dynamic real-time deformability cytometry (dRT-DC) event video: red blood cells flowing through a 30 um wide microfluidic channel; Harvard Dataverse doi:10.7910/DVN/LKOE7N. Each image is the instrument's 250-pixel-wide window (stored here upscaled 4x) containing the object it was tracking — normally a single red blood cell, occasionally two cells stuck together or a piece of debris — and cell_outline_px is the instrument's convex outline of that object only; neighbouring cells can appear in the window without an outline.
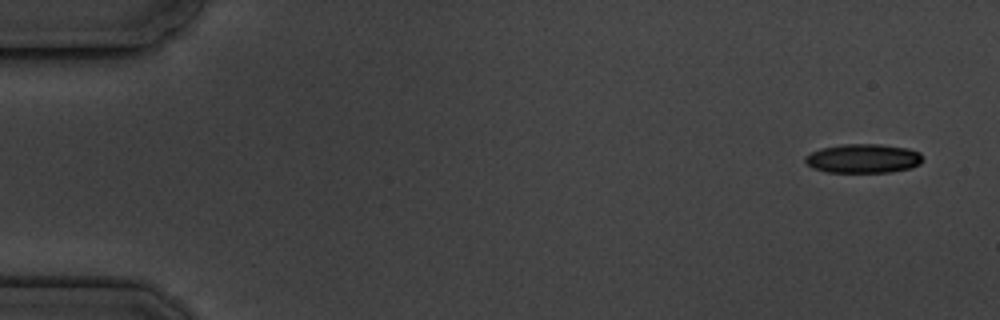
{"species": "common noctule bat (a hibernating species)", "species_latin": "Nyctalus noctula", "temperature_condition": "cold", "stored_images_in_passage": 5, "camera_frame_rate_fps": 3000, "um_per_image_px": 0.085, "animal": {"sex": "male", "body_mass_g": 19.5, "forearm_length_mm": 54.6}, "frame": {"image": 1, "passage_image": 1, "time_ms": 0.0, "image_size_px": [1000, 320], "cell_outline_px": [[924, 160], [920, 164], [912, 168], [892, 172], [828, 172], [812, 168], [804, 160], [804, 156], [820, 148], [840, 144], [880, 144], [908, 148], [920, 152]], "centroid_in_image_um": [73.4, 13.47], "position_along_channel_um": 11.6, "area_um2": 20.17}}
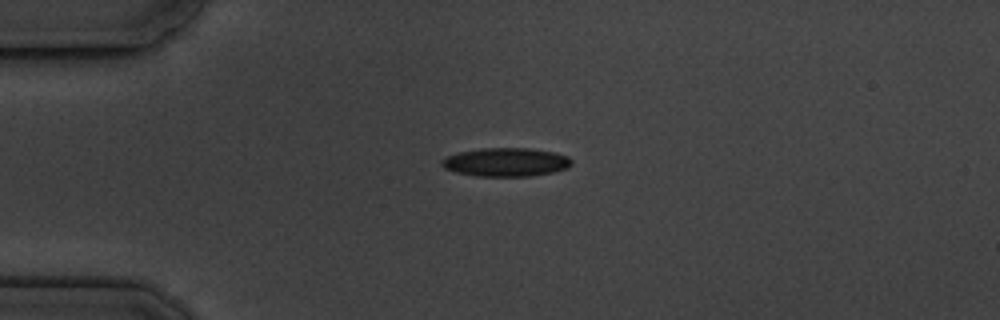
{"frame": {"image": 2, "passage_image": 4, "time_ms": 3.667, "image_size_px": [1000, 320], "cell_outline_px": [[572, 164], [568, 168], [552, 172], [532, 176], [476, 176], [456, 172], [444, 168], [440, 164], [440, 160], [444, 156], [460, 152], [484, 148], [528, 148], [556, 152], [568, 156], [572, 160]], "centroid_in_image_um": [43.0, 13.78], "position_along_channel_um": 42.0, "area_um2": 21.79}}